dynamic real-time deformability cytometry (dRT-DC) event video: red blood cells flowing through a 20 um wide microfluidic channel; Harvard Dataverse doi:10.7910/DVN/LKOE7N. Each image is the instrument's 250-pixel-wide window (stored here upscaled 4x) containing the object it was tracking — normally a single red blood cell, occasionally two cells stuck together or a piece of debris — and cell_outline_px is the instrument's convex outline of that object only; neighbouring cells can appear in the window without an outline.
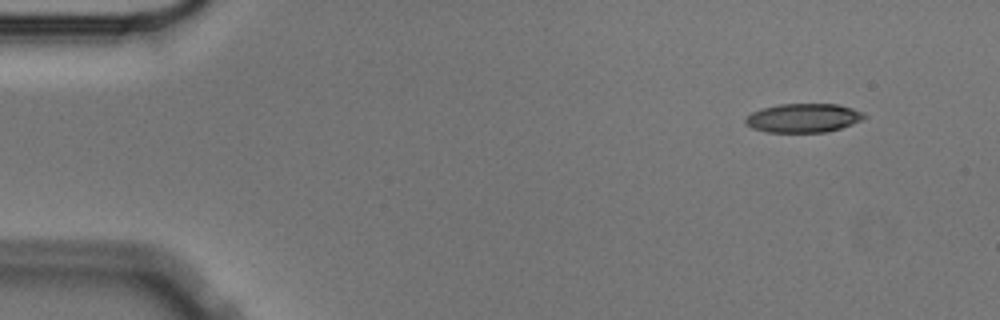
{"species": "Egyptian fruit bat (a non-hibernating species)", "species_latin": "Rousettus aegyptiacus", "temperature_condition": "cold", "stored_images_in_passage": 52, "camera_frame_rate_fps": 3000, "um_per_image_px": 0.085, "animal": {"sex": "male"}, "frame": {"image": 1, "passage_image": 1, "time_ms": 0.0, "image_size_px": [1000, 320], "cell_outline_px": [[868, 116], [852, 124], [828, 132], [768, 132], [752, 128], [744, 120], [752, 112], [760, 108], [780, 104], [840, 104], [864, 112]], "centroid_in_image_um": [68.31, 10.02], "position_along_channel_um": 16.7, "area_um2": 20.0}}
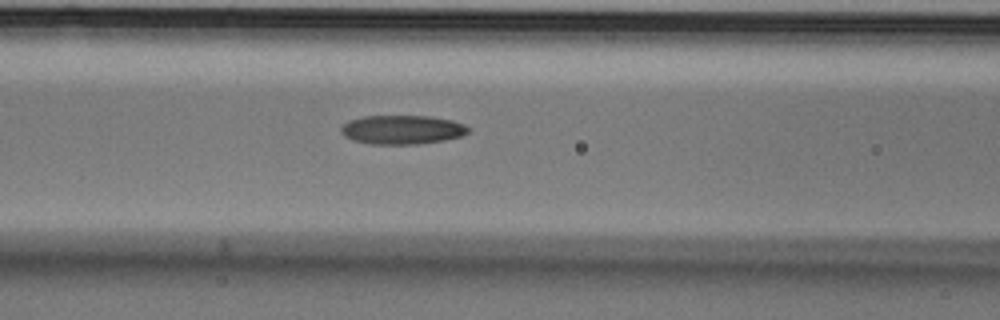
{"frame": {"image": 2, "passage_image": 19, "time_ms": 6.0, "image_size_px": [1000, 320], "cell_outline_px": [[468, 132], [460, 136], [444, 140], [420, 144], [368, 144], [352, 140], [344, 136], [340, 132], [340, 128], [348, 120], [364, 116], [428, 116], [452, 120], [464, 124], [468, 128]], "centroid_in_image_um": [34.13, 11.02], "position_along_channel_um": 132.5, "area_um2": 21.56}}
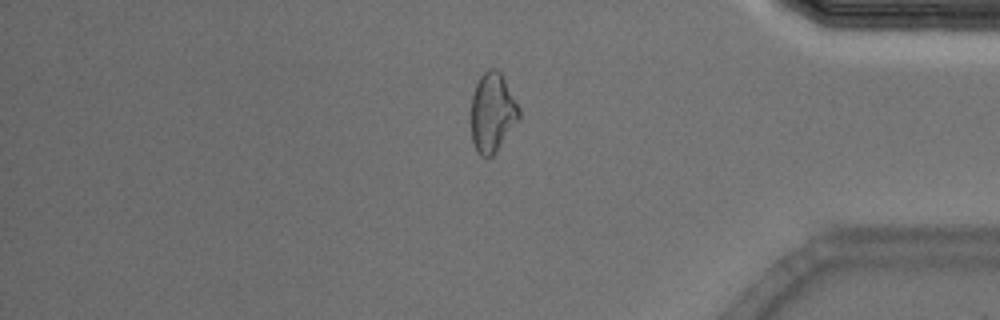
{"frame": {"image": 3, "passage_image": 43, "time_ms": 14.0, "image_size_px": [1000, 320], "cell_outline_px": [[520, 116], [492, 156], [480, 156], [476, 152], [472, 140], [472, 96], [476, 84], [480, 76], [488, 68], [496, 68], [500, 72], [520, 108]], "centroid_in_image_um": [41.84, 9.54], "position_along_channel_um": 393.4, "area_um2": 21.68}, "authors_computed_cell_mechanics": {"area_um2": 21.3571, "velocity_mm_per_s": 3.5632, "shape_relaxation_time_tau1_ms": 9.9077, "shape_relaxation_time_tau2_ms": 5.0593, "deformation_change_tau1": 0.1939, "deformation_change_tau2": 0.1312}}